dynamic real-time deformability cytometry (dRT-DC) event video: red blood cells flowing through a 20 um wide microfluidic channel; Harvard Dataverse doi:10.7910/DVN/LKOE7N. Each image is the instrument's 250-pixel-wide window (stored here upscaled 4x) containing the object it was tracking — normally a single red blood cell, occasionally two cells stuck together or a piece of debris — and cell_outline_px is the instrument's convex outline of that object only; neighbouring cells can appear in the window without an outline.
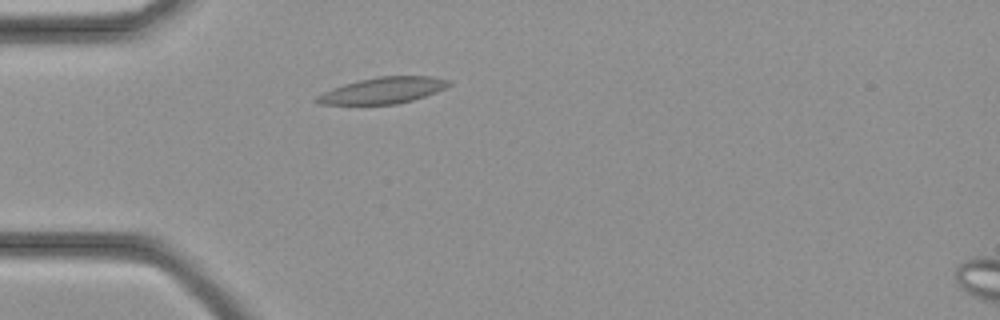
{"species": "common noctule bat (a hibernating species)", "species_latin": "Nyctalus noctula", "temperature_condition": "cold", "stored_images_in_passage": 27, "camera_frame_rate_fps": 3000, "um_per_image_px": 0.085, "animal": {"sex": "female", "body_mass_g": 21.9}, "frame": {"image": 1, "passage_image": 1, "time_ms": 0.0, "image_size_px": [1000, 320], "cell_outline_px": [[452, 84], [436, 92], [412, 100], [396, 104], [320, 104], [312, 100], [316, 96], [332, 88], [344, 84], [360, 80], [380, 76], [432, 76], [452, 80]], "centroid_in_image_um": [32.57, 7.68], "position_along_channel_um": 52.4, "area_um2": 20.11}}
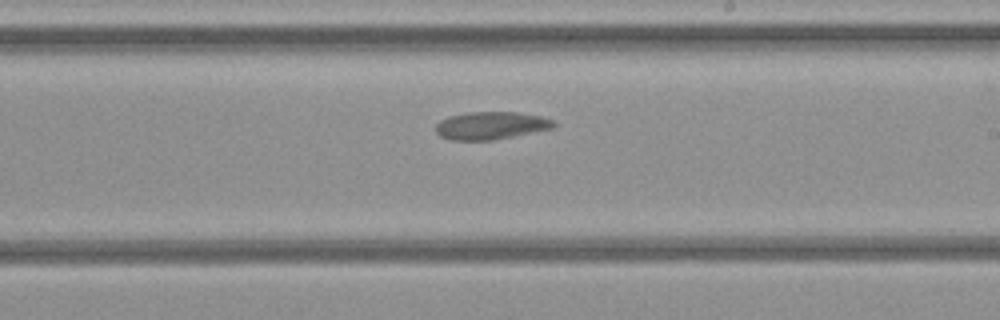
{"frame": {"image": 2, "passage_image": 12, "time_ms": 3.667, "image_size_px": [1000, 320], "cell_outline_px": [[556, 124], [552, 128], [492, 140], [448, 140], [440, 136], [436, 132], [436, 124], [440, 120], [448, 116], [468, 112], [516, 112], [540, 116], [552, 120]], "centroid_in_image_um": [41.67, 10.67], "position_along_channel_um": 247.3, "area_um2": 18.9}}
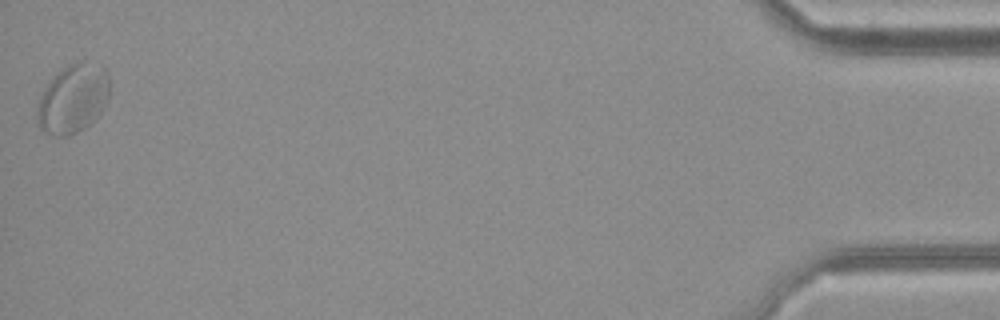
{"frame": {"image": 3, "passage_image": 27, "time_ms": 8.667, "image_size_px": [1000, 320], "cell_outline_px": [[108, 100], [96, 120], [84, 128], [68, 136], [52, 136], [44, 132], [40, 128], [36, 112], [40, 96], [56, 72], [68, 64], [76, 60], [88, 60], [100, 64], [108, 72]], "centroid_in_image_um": [6.22, 8.36], "position_along_channel_um": 429.0, "area_um2": 29.54}}